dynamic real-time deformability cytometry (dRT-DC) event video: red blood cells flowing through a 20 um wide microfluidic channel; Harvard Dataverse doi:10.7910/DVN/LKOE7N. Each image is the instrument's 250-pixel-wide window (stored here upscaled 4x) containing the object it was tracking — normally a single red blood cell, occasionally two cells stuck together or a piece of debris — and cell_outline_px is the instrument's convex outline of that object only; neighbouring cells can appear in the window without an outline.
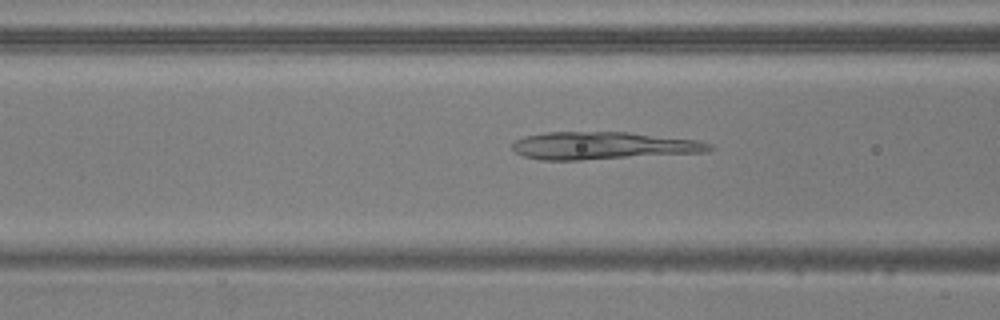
{"species": "common noctule bat (a hibernating species)", "species_latin": "Nyctalus noctula", "temperature_condition": "warm", "stored_images_in_passage": 16, "camera_frame_rate_fps": 3000, "um_per_image_px": 0.085, "animal": {"sex": "male", "body_mass_g": 20.5, "forearm_length_mm": 52.5}, "frame": {"image": 1, "passage_image": 11, "time_ms": 3.333, "image_size_px": [1000, 320], "cell_outline_px": [[716, 148], [708, 152], [580, 160], [540, 160], [524, 156], [516, 152], [512, 148], [512, 144], [516, 140], [524, 136], [548, 132], [628, 132], [696, 140], [712, 144]], "centroid_in_image_um": [51.28, 12.38], "position_along_channel_um": 115.3, "area_um2": 31.62}}
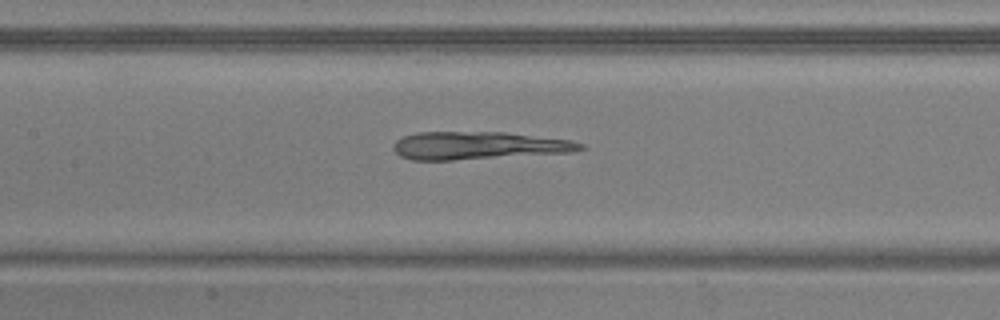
{"frame": {"image": 2, "passage_image": 15, "time_ms": 4.667, "image_size_px": [1000, 320], "cell_outline_px": [[588, 148], [572, 152], [452, 160], [412, 160], [400, 156], [392, 148], [392, 144], [396, 140], [404, 136], [416, 132], [504, 132], [572, 140], [584, 144]], "centroid_in_image_um": [40.67, 12.37], "position_along_channel_um": 166.7, "area_um2": 30.35}}